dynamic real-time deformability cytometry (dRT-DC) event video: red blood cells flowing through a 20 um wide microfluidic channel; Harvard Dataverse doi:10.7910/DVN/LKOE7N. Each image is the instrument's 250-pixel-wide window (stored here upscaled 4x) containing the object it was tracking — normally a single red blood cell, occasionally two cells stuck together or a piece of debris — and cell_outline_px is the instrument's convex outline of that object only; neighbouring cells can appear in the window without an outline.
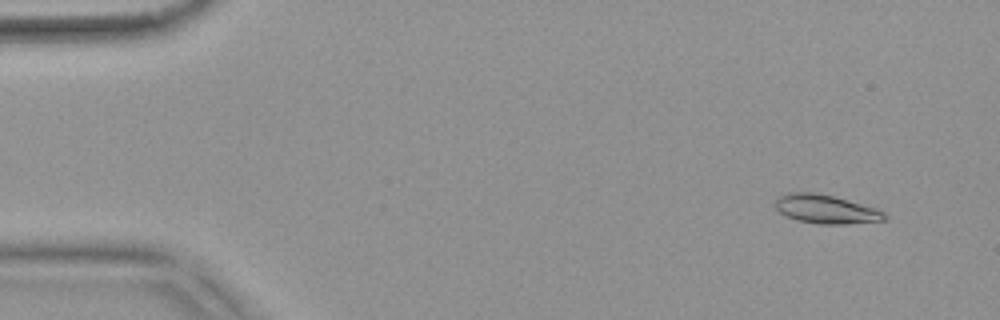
{"species": "common noctule bat (a hibernating species)", "species_latin": "Nyctalus noctula", "temperature_condition": "warm", "stored_images_in_passage": 54, "camera_frame_rate_fps": 3000, "um_per_image_px": 0.085, "animal": {"sex": "female", "body_mass_g": 18.4}, "frame": {"image": 1, "passage_image": 4, "time_ms": 1.0, "image_size_px": [1000, 320], "cell_outline_px": [[888, 220], [844, 224], [820, 224], [800, 220], [788, 216], [780, 212], [772, 204], [780, 196], [788, 192], [812, 192], [832, 196], [876, 208], [884, 212], [888, 216]], "centroid_in_image_um": [70.22, 17.78], "position_along_channel_um": 14.8, "area_um2": 18.15}}
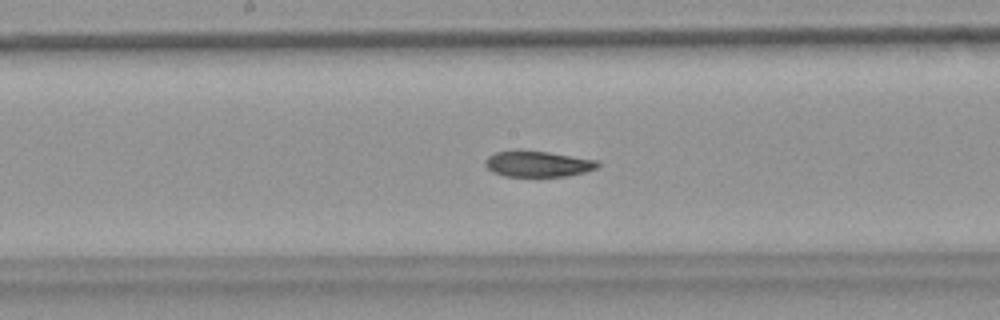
{"frame": {"image": 2, "passage_image": 28, "time_ms": 9.0, "image_size_px": [1000, 320], "cell_outline_px": [[600, 164], [596, 168], [584, 172], [568, 176], [504, 176], [492, 172], [484, 164], [484, 160], [488, 156], [496, 152], [548, 152], [596, 160]], "centroid_in_image_um": [45.71, 13.96], "position_along_channel_um": 202.5, "area_um2": 16.47}}
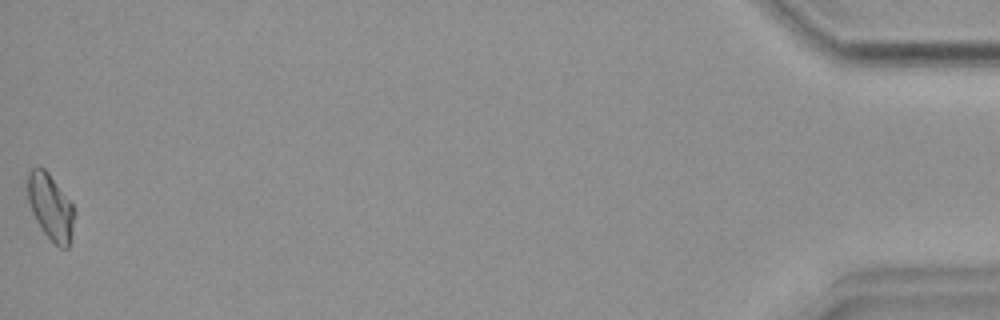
{"frame": {"image": 3, "passage_image": 54, "time_ms": 17.667, "image_size_px": [1000, 320], "cell_outline_px": [[76, 216], [68, 248], [60, 248], [44, 232], [36, 220], [32, 212], [28, 200], [28, 172], [32, 168], [44, 168], [48, 172], [72, 204], [76, 212]], "centroid_in_image_um": [4.32, 17.6], "position_along_channel_um": 430.9, "area_um2": 17.74}, "authors_computed_cell_mechanics": {"area_um2": 17.7157, "velocity_mm_per_s": 3.7437, "shape_relaxation_time_tau1_ms": 11.1255, "shape_relaxation_time_tau2_ms": 7.4756, "deformation_change_tau1": 0.2191, "deformation_change_tau2": 0.1269}}